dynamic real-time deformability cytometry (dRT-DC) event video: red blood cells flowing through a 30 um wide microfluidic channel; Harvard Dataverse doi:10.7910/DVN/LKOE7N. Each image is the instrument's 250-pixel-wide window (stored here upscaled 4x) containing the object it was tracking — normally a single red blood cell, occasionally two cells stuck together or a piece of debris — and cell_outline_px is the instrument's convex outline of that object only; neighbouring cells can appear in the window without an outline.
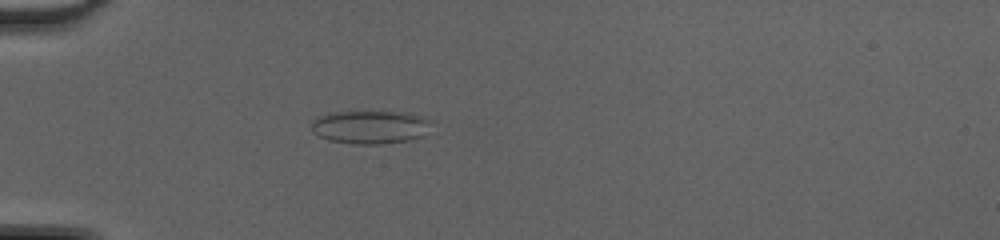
{"species": "common noctule bat (a hibernating species)", "species_latin": "Nyctalus noctula", "temperature_condition": "cold", "stored_images_in_passage": 49, "camera_frame_rate_fps": 3000, "um_per_image_px": 0.085, "animal": {"sex": "female", "body_mass_g": 20.0, "forearm_length_mm": 54.0}, "frame": {"image": 1, "passage_image": 16, "time_ms": 5.0, "image_size_px": [1000, 240], "cell_outline_px": [[432, 120], [424, 136], [412, 140], [380, 144], [352, 144], [328, 140], [312, 132], [312, 120], [316, 116], [328, 112], [404, 112], [424, 116]], "centroid_in_image_um": [31.47, 10.8], "position_along_channel_um": 53.5, "area_um2": 23.58}}
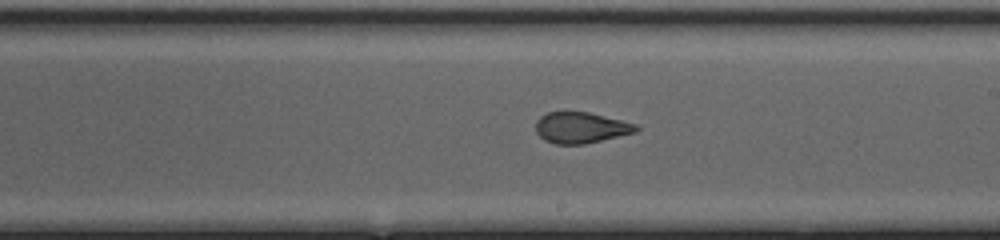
{"frame": {"image": 2, "passage_image": 30, "time_ms": 9.667, "image_size_px": [1000, 240], "cell_outline_px": [[640, 128], [636, 132], [584, 144], [556, 144], [544, 140], [536, 132], [536, 120], [540, 116], [548, 112], [588, 112], [640, 124]], "centroid_in_image_um": [49.4, 10.84], "position_along_channel_um": 239.6, "area_um2": 18.21}}
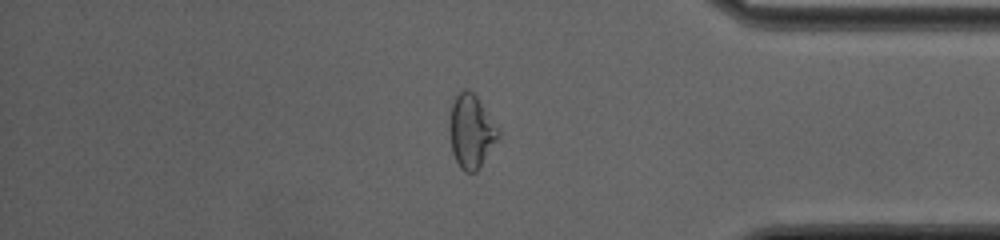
{"frame": {"image": 3, "passage_image": 42, "time_ms": 13.667, "image_size_px": [1000, 240], "cell_outline_px": [[500, 136], [476, 172], [464, 172], [460, 168], [452, 152], [448, 132], [448, 120], [452, 104], [456, 96], [464, 88], [468, 88], [476, 96], [500, 132]], "centroid_in_image_um": [40.01, 11.17], "position_along_channel_um": 395.2, "area_um2": 20.81}, "authors_computed_cell_mechanics": {"area_um2": 21.5594, "velocity_mm_per_s": 4.3297, "shape_relaxation_time_tau1_ms": null, "shape_relaxation_time_tau2_ms": 0.8194, "deformation_change_tau1": null, "deformation_change_tau2": 0.0864}}